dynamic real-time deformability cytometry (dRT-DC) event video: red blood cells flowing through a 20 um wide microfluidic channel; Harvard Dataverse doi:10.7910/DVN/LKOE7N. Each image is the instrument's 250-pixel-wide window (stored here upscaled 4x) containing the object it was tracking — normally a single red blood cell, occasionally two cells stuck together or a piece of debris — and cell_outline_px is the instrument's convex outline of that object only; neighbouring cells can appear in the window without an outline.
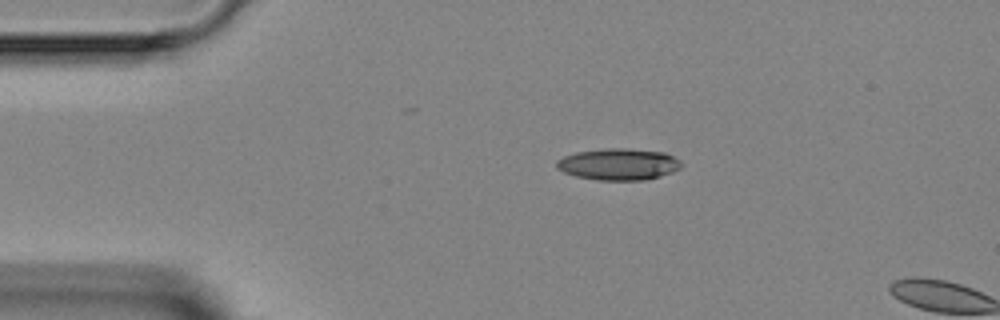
{"species": "Egyptian fruit bat (a non-hibernating species)", "species_latin": "Rousettus aegyptiacus", "temperature_condition": "room temperature", "stored_images_in_passage": 2, "camera_frame_rate_fps": 3000, "um_per_image_px": 0.085, "animal": {"sex": "female"}, "frame": {"image": 1, "passage_image": 1, "time_ms": 0.0, "image_size_px": [1000, 320], "cell_outline_px": [[680, 168], [672, 172], [660, 176], [644, 180], [596, 180], [576, 176], [564, 172], [556, 168], [556, 160], [564, 156], [576, 152], [604, 148], [624, 148], [664, 152], [680, 160]], "centroid_in_image_um": [52.54, 13.96], "position_along_channel_um": 32.5, "area_um2": 22.95}}